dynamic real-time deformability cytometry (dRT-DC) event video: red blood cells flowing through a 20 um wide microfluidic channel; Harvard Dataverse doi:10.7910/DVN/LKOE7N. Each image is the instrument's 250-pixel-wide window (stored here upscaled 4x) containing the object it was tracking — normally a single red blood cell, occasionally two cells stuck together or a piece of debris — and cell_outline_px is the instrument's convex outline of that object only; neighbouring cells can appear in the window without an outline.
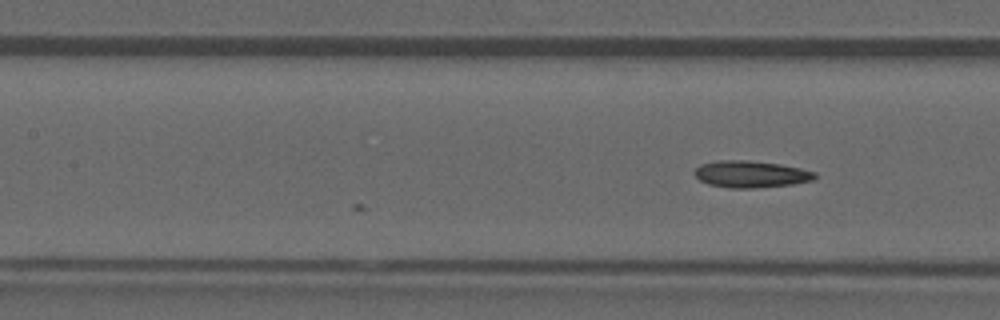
{"species": "common noctule bat (a hibernating species)", "species_latin": "Nyctalus noctula", "temperature_condition": "warm", "stored_images_in_passage": 20, "camera_frame_rate_fps": 3000, "um_per_image_px": 0.085, "animal": {"sex": "male", "forearm_length_mm": 52.5}, "frame": {"image": 1, "passage_image": 20, "time_ms": 6.333, "image_size_px": [1000, 320], "cell_outline_px": [[816, 176], [812, 180], [792, 184], [752, 188], [728, 188], [708, 184], [700, 180], [692, 172], [700, 164], [720, 160], [748, 160], [780, 164], [800, 168], [816, 172]], "centroid_in_image_um": [63.79, 14.8], "position_along_channel_um": 143.6, "area_um2": 18.79}}